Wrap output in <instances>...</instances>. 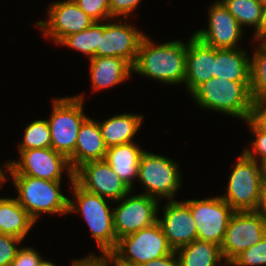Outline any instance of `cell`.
<instances>
[{
	"label": "cell",
	"mask_w": 266,
	"mask_h": 266,
	"mask_svg": "<svg viewBox=\"0 0 266 266\" xmlns=\"http://www.w3.org/2000/svg\"><path fill=\"white\" fill-rule=\"evenodd\" d=\"M39 266H56V265L48 260L42 259Z\"/></svg>",
	"instance_id": "ee69618b"
},
{
	"label": "cell",
	"mask_w": 266,
	"mask_h": 266,
	"mask_svg": "<svg viewBox=\"0 0 266 266\" xmlns=\"http://www.w3.org/2000/svg\"><path fill=\"white\" fill-rule=\"evenodd\" d=\"M0 234H1V198H0Z\"/></svg>",
	"instance_id": "f6af8a7d"
},
{
	"label": "cell",
	"mask_w": 266,
	"mask_h": 266,
	"mask_svg": "<svg viewBox=\"0 0 266 266\" xmlns=\"http://www.w3.org/2000/svg\"><path fill=\"white\" fill-rule=\"evenodd\" d=\"M36 222L16 198H1V233L24 239Z\"/></svg>",
	"instance_id": "cb8c5ba5"
},
{
	"label": "cell",
	"mask_w": 266,
	"mask_h": 266,
	"mask_svg": "<svg viewBox=\"0 0 266 266\" xmlns=\"http://www.w3.org/2000/svg\"><path fill=\"white\" fill-rule=\"evenodd\" d=\"M259 2L262 4V6L266 5V0H259Z\"/></svg>",
	"instance_id": "bcb514c9"
},
{
	"label": "cell",
	"mask_w": 266,
	"mask_h": 266,
	"mask_svg": "<svg viewBox=\"0 0 266 266\" xmlns=\"http://www.w3.org/2000/svg\"><path fill=\"white\" fill-rule=\"evenodd\" d=\"M215 48L203 43L194 34L186 49V77L184 84L191 94L199 85L214 77Z\"/></svg>",
	"instance_id": "ac0fdd59"
},
{
	"label": "cell",
	"mask_w": 266,
	"mask_h": 266,
	"mask_svg": "<svg viewBox=\"0 0 266 266\" xmlns=\"http://www.w3.org/2000/svg\"><path fill=\"white\" fill-rule=\"evenodd\" d=\"M144 152L135 142L107 148L104 160L122 181L133 190V181L138 178V166Z\"/></svg>",
	"instance_id": "44dd1931"
},
{
	"label": "cell",
	"mask_w": 266,
	"mask_h": 266,
	"mask_svg": "<svg viewBox=\"0 0 266 266\" xmlns=\"http://www.w3.org/2000/svg\"><path fill=\"white\" fill-rule=\"evenodd\" d=\"M74 181L85 191L112 201L132 192L105 160L83 163L74 171Z\"/></svg>",
	"instance_id": "5bb4252c"
},
{
	"label": "cell",
	"mask_w": 266,
	"mask_h": 266,
	"mask_svg": "<svg viewBox=\"0 0 266 266\" xmlns=\"http://www.w3.org/2000/svg\"><path fill=\"white\" fill-rule=\"evenodd\" d=\"M17 190L18 203L28 212L31 218L37 219L45 214H67L69 198L61 192V181H50L27 175H10Z\"/></svg>",
	"instance_id": "277c9868"
},
{
	"label": "cell",
	"mask_w": 266,
	"mask_h": 266,
	"mask_svg": "<svg viewBox=\"0 0 266 266\" xmlns=\"http://www.w3.org/2000/svg\"><path fill=\"white\" fill-rule=\"evenodd\" d=\"M196 224L197 240L221 246L229 221L235 212L220 196L183 201Z\"/></svg>",
	"instance_id": "30bf717a"
},
{
	"label": "cell",
	"mask_w": 266,
	"mask_h": 266,
	"mask_svg": "<svg viewBox=\"0 0 266 266\" xmlns=\"http://www.w3.org/2000/svg\"><path fill=\"white\" fill-rule=\"evenodd\" d=\"M250 91L252 101H266V54L259 47L250 58Z\"/></svg>",
	"instance_id": "83f0119b"
},
{
	"label": "cell",
	"mask_w": 266,
	"mask_h": 266,
	"mask_svg": "<svg viewBox=\"0 0 266 266\" xmlns=\"http://www.w3.org/2000/svg\"><path fill=\"white\" fill-rule=\"evenodd\" d=\"M71 266H107V264L100 256L89 254V256L83 259L73 260Z\"/></svg>",
	"instance_id": "74e56055"
},
{
	"label": "cell",
	"mask_w": 266,
	"mask_h": 266,
	"mask_svg": "<svg viewBox=\"0 0 266 266\" xmlns=\"http://www.w3.org/2000/svg\"><path fill=\"white\" fill-rule=\"evenodd\" d=\"M243 48L216 49L214 78L250 82V58Z\"/></svg>",
	"instance_id": "7402d4cb"
},
{
	"label": "cell",
	"mask_w": 266,
	"mask_h": 266,
	"mask_svg": "<svg viewBox=\"0 0 266 266\" xmlns=\"http://www.w3.org/2000/svg\"><path fill=\"white\" fill-rule=\"evenodd\" d=\"M178 168V164L172 159L144 151L139 162L137 178L146 190L142 194L158 201L160 198L174 201L173 198L182 183Z\"/></svg>",
	"instance_id": "ba28073f"
},
{
	"label": "cell",
	"mask_w": 266,
	"mask_h": 266,
	"mask_svg": "<svg viewBox=\"0 0 266 266\" xmlns=\"http://www.w3.org/2000/svg\"><path fill=\"white\" fill-rule=\"evenodd\" d=\"M208 27L193 33L206 45L216 49H238L243 28L220 0L208 8Z\"/></svg>",
	"instance_id": "2e32d148"
},
{
	"label": "cell",
	"mask_w": 266,
	"mask_h": 266,
	"mask_svg": "<svg viewBox=\"0 0 266 266\" xmlns=\"http://www.w3.org/2000/svg\"><path fill=\"white\" fill-rule=\"evenodd\" d=\"M187 44L180 40L156 44L145 35L142 39L133 72L166 84H181L186 77Z\"/></svg>",
	"instance_id": "6da1fadb"
},
{
	"label": "cell",
	"mask_w": 266,
	"mask_h": 266,
	"mask_svg": "<svg viewBox=\"0 0 266 266\" xmlns=\"http://www.w3.org/2000/svg\"><path fill=\"white\" fill-rule=\"evenodd\" d=\"M142 121V115L132 113L114 115L102 122L98 121L106 147L134 142L132 139L139 131Z\"/></svg>",
	"instance_id": "603a6c76"
},
{
	"label": "cell",
	"mask_w": 266,
	"mask_h": 266,
	"mask_svg": "<svg viewBox=\"0 0 266 266\" xmlns=\"http://www.w3.org/2000/svg\"><path fill=\"white\" fill-rule=\"evenodd\" d=\"M140 2L141 0H109L111 19L114 20L119 16L128 19Z\"/></svg>",
	"instance_id": "836d02e7"
},
{
	"label": "cell",
	"mask_w": 266,
	"mask_h": 266,
	"mask_svg": "<svg viewBox=\"0 0 266 266\" xmlns=\"http://www.w3.org/2000/svg\"><path fill=\"white\" fill-rule=\"evenodd\" d=\"M180 266H222L226 265L221 246L200 240H194L176 250ZM220 263V264H219ZM223 265V266H224Z\"/></svg>",
	"instance_id": "d4e9b609"
},
{
	"label": "cell",
	"mask_w": 266,
	"mask_h": 266,
	"mask_svg": "<svg viewBox=\"0 0 266 266\" xmlns=\"http://www.w3.org/2000/svg\"><path fill=\"white\" fill-rule=\"evenodd\" d=\"M119 20L122 22H100V41L96 57L123 58L133 66L140 43L146 34L130 23L123 22L128 19L120 18Z\"/></svg>",
	"instance_id": "4fadbf2b"
},
{
	"label": "cell",
	"mask_w": 266,
	"mask_h": 266,
	"mask_svg": "<svg viewBox=\"0 0 266 266\" xmlns=\"http://www.w3.org/2000/svg\"><path fill=\"white\" fill-rule=\"evenodd\" d=\"M128 193L113 208L114 231L119 240L122 237L150 227L158 221L159 201L145 194L129 196Z\"/></svg>",
	"instance_id": "7c38bea8"
},
{
	"label": "cell",
	"mask_w": 266,
	"mask_h": 266,
	"mask_svg": "<svg viewBox=\"0 0 266 266\" xmlns=\"http://www.w3.org/2000/svg\"><path fill=\"white\" fill-rule=\"evenodd\" d=\"M163 218H158L174 251L197 240V230L190 208L182 201H166Z\"/></svg>",
	"instance_id": "e0dca14e"
},
{
	"label": "cell",
	"mask_w": 266,
	"mask_h": 266,
	"mask_svg": "<svg viewBox=\"0 0 266 266\" xmlns=\"http://www.w3.org/2000/svg\"><path fill=\"white\" fill-rule=\"evenodd\" d=\"M94 22L109 21L110 3L109 0H74Z\"/></svg>",
	"instance_id": "1f68e13d"
},
{
	"label": "cell",
	"mask_w": 266,
	"mask_h": 266,
	"mask_svg": "<svg viewBox=\"0 0 266 266\" xmlns=\"http://www.w3.org/2000/svg\"><path fill=\"white\" fill-rule=\"evenodd\" d=\"M266 236V221L256 211H235L229 221L221 252L230 264L244 250L256 245Z\"/></svg>",
	"instance_id": "8fae6325"
},
{
	"label": "cell",
	"mask_w": 266,
	"mask_h": 266,
	"mask_svg": "<svg viewBox=\"0 0 266 266\" xmlns=\"http://www.w3.org/2000/svg\"><path fill=\"white\" fill-rule=\"evenodd\" d=\"M43 257L34 248H20L10 266H39Z\"/></svg>",
	"instance_id": "e575fe53"
},
{
	"label": "cell",
	"mask_w": 266,
	"mask_h": 266,
	"mask_svg": "<svg viewBox=\"0 0 266 266\" xmlns=\"http://www.w3.org/2000/svg\"><path fill=\"white\" fill-rule=\"evenodd\" d=\"M173 252L160 224L156 222L150 227L120 238L109 255L119 264L139 266Z\"/></svg>",
	"instance_id": "5b68a950"
},
{
	"label": "cell",
	"mask_w": 266,
	"mask_h": 266,
	"mask_svg": "<svg viewBox=\"0 0 266 266\" xmlns=\"http://www.w3.org/2000/svg\"><path fill=\"white\" fill-rule=\"evenodd\" d=\"M19 151L51 147V133L47 119L36 120L26 126Z\"/></svg>",
	"instance_id": "f1b7e54d"
},
{
	"label": "cell",
	"mask_w": 266,
	"mask_h": 266,
	"mask_svg": "<svg viewBox=\"0 0 266 266\" xmlns=\"http://www.w3.org/2000/svg\"><path fill=\"white\" fill-rule=\"evenodd\" d=\"M100 41V22L93 24L86 30L65 37L58 45L67 46L84 53L90 58L96 57L97 46Z\"/></svg>",
	"instance_id": "4316f807"
},
{
	"label": "cell",
	"mask_w": 266,
	"mask_h": 266,
	"mask_svg": "<svg viewBox=\"0 0 266 266\" xmlns=\"http://www.w3.org/2000/svg\"><path fill=\"white\" fill-rule=\"evenodd\" d=\"M22 241L11 235L0 234V266H10L20 249L17 245Z\"/></svg>",
	"instance_id": "d6a6232c"
},
{
	"label": "cell",
	"mask_w": 266,
	"mask_h": 266,
	"mask_svg": "<svg viewBox=\"0 0 266 266\" xmlns=\"http://www.w3.org/2000/svg\"><path fill=\"white\" fill-rule=\"evenodd\" d=\"M190 95L204 109L247 120L252 107L250 82H234L211 78L199 85Z\"/></svg>",
	"instance_id": "7a4b0ae2"
},
{
	"label": "cell",
	"mask_w": 266,
	"mask_h": 266,
	"mask_svg": "<svg viewBox=\"0 0 266 266\" xmlns=\"http://www.w3.org/2000/svg\"><path fill=\"white\" fill-rule=\"evenodd\" d=\"M107 264V266H110V263H113V266H125L122 264L117 263L110 255L100 256Z\"/></svg>",
	"instance_id": "60d3db41"
},
{
	"label": "cell",
	"mask_w": 266,
	"mask_h": 266,
	"mask_svg": "<svg viewBox=\"0 0 266 266\" xmlns=\"http://www.w3.org/2000/svg\"><path fill=\"white\" fill-rule=\"evenodd\" d=\"M255 211L266 221V177H264L261 184L259 203Z\"/></svg>",
	"instance_id": "f35d334b"
},
{
	"label": "cell",
	"mask_w": 266,
	"mask_h": 266,
	"mask_svg": "<svg viewBox=\"0 0 266 266\" xmlns=\"http://www.w3.org/2000/svg\"><path fill=\"white\" fill-rule=\"evenodd\" d=\"M71 185L76 204L69 200L68 213H81L90 228L91 236L102 251L101 256L109 255L118 243L113 225V208L111 211L106 198L85 191L75 181Z\"/></svg>",
	"instance_id": "3957f363"
},
{
	"label": "cell",
	"mask_w": 266,
	"mask_h": 266,
	"mask_svg": "<svg viewBox=\"0 0 266 266\" xmlns=\"http://www.w3.org/2000/svg\"><path fill=\"white\" fill-rule=\"evenodd\" d=\"M1 167V166H0ZM5 172H3V169L0 168V186L5 183L6 180V173L4 174Z\"/></svg>",
	"instance_id": "7bdbcfd3"
},
{
	"label": "cell",
	"mask_w": 266,
	"mask_h": 266,
	"mask_svg": "<svg viewBox=\"0 0 266 266\" xmlns=\"http://www.w3.org/2000/svg\"><path fill=\"white\" fill-rule=\"evenodd\" d=\"M84 94L54 98L50 119L51 148L69 158L75 150L79 128L88 117L83 112Z\"/></svg>",
	"instance_id": "52a82bcc"
},
{
	"label": "cell",
	"mask_w": 266,
	"mask_h": 266,
	"mask_svg": "<svg viewBox=\"0 0 266 266\" xmlns=\"http://www.w3.org/2000/svg\"><path fill=\"white\" fill-rule=\"evenodd\" d=\"M107 147L98 121L87 117L79 128L74 153L68 158L75 171L88 161L104 160Z\"/></svg>",
	"instance_id": "d6986e66"
},
{
	"label": "cell",
	"mask_w": 266,
	"mask_h": 266,
	"mask_svg": "<svg viewBox=\"0 0 266 266\" xmlns=\"http://www.w3.org/2000/svg\"><path fill=\"white\" fill-rule=\"evenodd\" d=\"M266 236L256 245L244 250L228 266H265Z\"/></svg>",
	"instance_id": "f546056e"
},
{
	"label": "cell",
	"mask_w": 266,
	"mask_h": 266,
	"mask_svg": "<svg viewBox=\"0 0 266 266\" xmlns=\"http://www.w3.org/2000/svg\"><path fill=\"white\" fill-rule=\"evenodd\" d=\"M258 129L266 131V101H252L248 118Z\"/></svg>",
	"instance_id": "d590c367"
},
{
	"label": "cell",
	"mask_w": 266,
	"mask_h": 266,
	"mask_svg": "<svg viewBox=\"0 0 266 266\" xmlns=\"http://www.w3.org/2000/svg\"><path fill=\"white\" fill-rule=\"evenodd\" d=\"M139 266H180V262L176 251H174L173 253L162 258L148 261Z\"/></svg>",
	"instance_id": "8d00e7d4"
},
{
	"label": "cell",
	"mask_w": 266,
	"mask_h": 266,
	"mask_svg": "<svg viewBox=\"0 0 266 266\" xmlns=\"http://www.w3.org/2000/svg\"><path fill=\"white\" fill-rule=\"evenodd\" d=\"M249 128L251 129V134L255 138L254 141L251 142L252 146L250 148H246L243 152L250 158L254 159L261 163L264 167L266 166V131L258 129L249 119H247ZM259 157V158H258ZM259 159V160H258Z\"/></svg>",
	"instance_id": "4dcf8cb0"
},
{
	"label": "cell",
	"mask_w": 266,
	"mask_h": 266,
	"mask_svg": "<svg viewBox=\"0 0 266 266\" xmlns=\"http://www.w3.org/2000/svg\"><path fill=\"white\" fill-rule=\"evenodd\" d=\"M264 177L265 167L242 152L229 175L227 194L220 197L234 211H255Z\"/></svg>",
	"instance_id": "8992f818"
},
{
	"label": "cell",
	"mask_w": 266,
	"mask_h": 266,
	"mask_svg": "<svg viewBox=\"0 0 266 266\" xmlns=\"http://www.w3.org/2000/svg\"><path fill=\"white\" fill-rule=\"evenodd\" d=\"M18 161H7L4 169L10 175H27L50 181H62L64 169L68 173L70 183L74 181V170L69 159L51 147L18 151Z\"/></svg>",
	"instance_id": "9c48e42d"
},
{
	"label": "cell",
	"mask_w": 266,
	"mask_h": 266,
	"mask_svg": "<svg viewBox=\"0 0 266 266\" xmlns=\"http://www.w3.org/2000/svg\"><path fill=\"white\" fill-rule=\"evenodd\" d=\"M241 27L254 26L253 41L259 38L262 4L259 0H220Z\"/></svg>",
	"instance_id": "484cf974"
},
{
	"label": "cell",
	"mask_w": 266,
	"mask_h": 266,
	"mask_svg": "<svg viewBox=\"0 0 266 266\" xmlns=\"http://www.w3.org/2000/svg\"><path fill=\"white\" fill-rule=\"evenodd\" d=\"M89 71L93 91L115 87L133 73L132 65L118 57H93L89 59Z\"/></svg>",
	"instance_id": "ffe728a7"
},
{
	"label": "cell",
	"mask_w": 266,
	"mask_h": 266,
	"mask_svg": "<svg viewBox=\"0 0 266 266\" xmlns=\"http://www.w3.org/2000/svg\"><path fill=\"white\" fill-rule=\"evenodd\" d=\"M47 10L48 20L38 21L36 26L42 28L43 35L56 44L71 34L86 30L94 22L74 0L56 1Z\"/></svg>",
	"instance_id": "9a60e30c"
},
{
	"label": "cell",
	"mask_w": 266,
	"mask_h": 266,
	"mask_svg": "<svg viewBox=\"0 0 266 266\" xmlns=\"http://www.w3.org/2000/svg\"><path fill=\"white\" fill-rule=\"evenodd\" d=\"M260 41L261 43L258 44V47L266 54V36H263V37H260V38H257L256 39V42L257 41Z\"/></svg>",
	"instance_id": "b9f144b4"
},
{
	"label": "cell",
	"mask_w": 266,
	"mask_h": 266,
	"mask_svg": "<svg viewBox=\"0 0 266 266\" xmlns=\"http://www.w3.org/2000/svg\"><path fill=\"white\" fill-rule=\"evenodd\" d=\"M266 36V5L262 6L261 21L259 25V38Z\"/></svg>",
	"instance_id": "ab89813d"
}]
</instances>
